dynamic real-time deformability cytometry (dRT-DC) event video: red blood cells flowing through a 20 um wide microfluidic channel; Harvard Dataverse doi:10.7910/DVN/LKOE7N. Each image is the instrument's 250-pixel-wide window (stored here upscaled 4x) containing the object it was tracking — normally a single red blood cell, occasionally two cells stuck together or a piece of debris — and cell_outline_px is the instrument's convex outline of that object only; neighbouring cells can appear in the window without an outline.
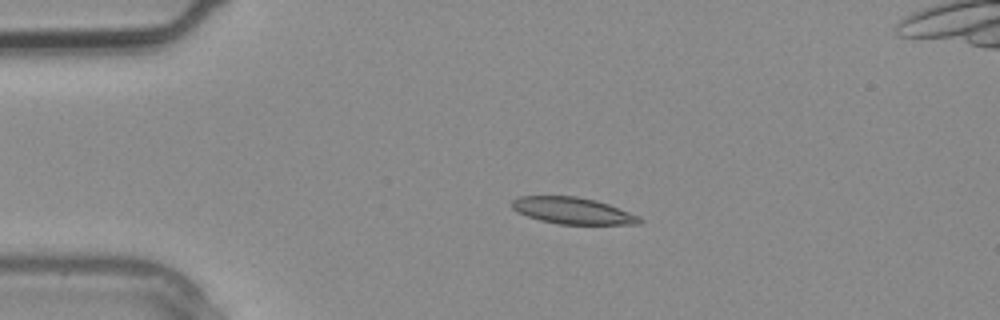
{"species": "common noctule bat (a hibernating species)", "species_latin": "Nyctalus noctula", "temperature_condition": "warm", "stored_images_in_passage": 1, "camera_frame_rate_fps": 3000, "um_per_image_px": 0.085, "animal": {"sex": "male", "body_mass_g": 20.4}, "frame": {"image": 1, "passage_image": 1, "time_ms": 0.0, "image_size_px": [1000, 320], "cell_outline_px": [[644, 220], [640, 224], [560, 224], [540, 220], [516, 212], [512, 208], [512, 200], [520, 196], [576, 196], [596, 200], [608, 204], [640, 216]], "centroid_in_image_um": [48.69, 17.91], "position_along_channel_um": 36.3, "area_um2": 19.77}}